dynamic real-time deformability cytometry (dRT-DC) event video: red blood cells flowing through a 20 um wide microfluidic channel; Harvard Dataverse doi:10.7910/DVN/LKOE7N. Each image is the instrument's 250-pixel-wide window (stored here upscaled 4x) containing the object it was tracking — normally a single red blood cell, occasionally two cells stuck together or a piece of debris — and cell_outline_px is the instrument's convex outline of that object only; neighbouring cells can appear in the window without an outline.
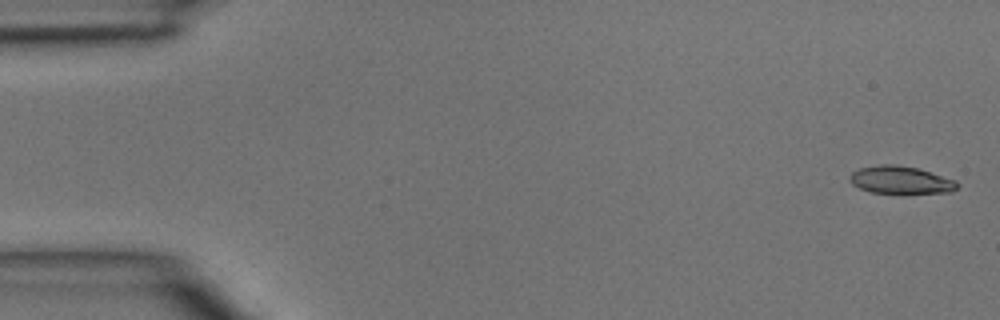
{"species": "common noctule bat (a hibernating species)", "species_latin": "Nyctalus noctula", "temperature_condition": "room temperature", "stored_images_in_passage": 45, "camera_frame_rate_fps": 3000, "um_per_image_px": 0.085, "animal": {"sex": "male", "body_mass_g": 15.6}, "frame": {"image": 1, "passage_image": 1, "time_ms": 0.0, "image_size_px": [1000, 320], "cell_outline_px": [[960, 184], [952, 192], [868, 192], [852, 184], [848, 180], [848, 176], [852, 172], [860, 168], [884, 164], [896, 164], [916, 168], [956, 180]], "centroid_in_image_um": [76.52, 15.28], "position_along_channel_um": 8.5, "area_um2": 16.99}}
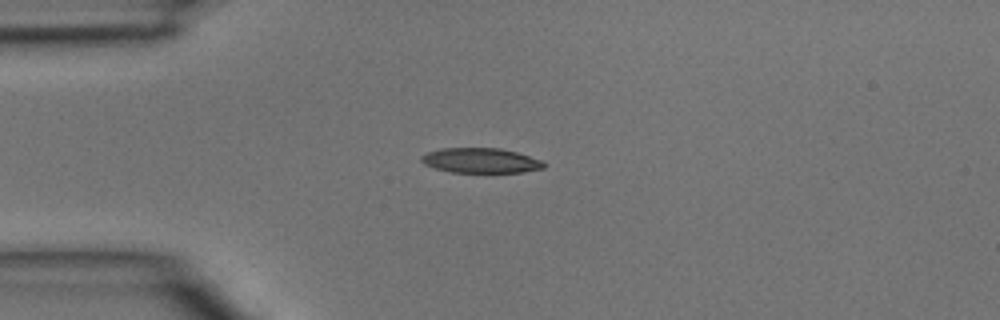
{"frame": {"image": 2, "passage_image": 11, "time_ms": 3.333, "image_size_px": [1000, 320], "cell_outline_px": [[548, 164], [544, 168], [524, 172], [452, 172], [436, 168], [424, 164], [420, 160], [420, 156], [428, 152], [440, 148], [500, 148], [516, 152], [540, 160]], "centroid_in_image_um": [40.86, 13.64], "position_along_channel_um": 44.1, "area_um2": 17.74}}
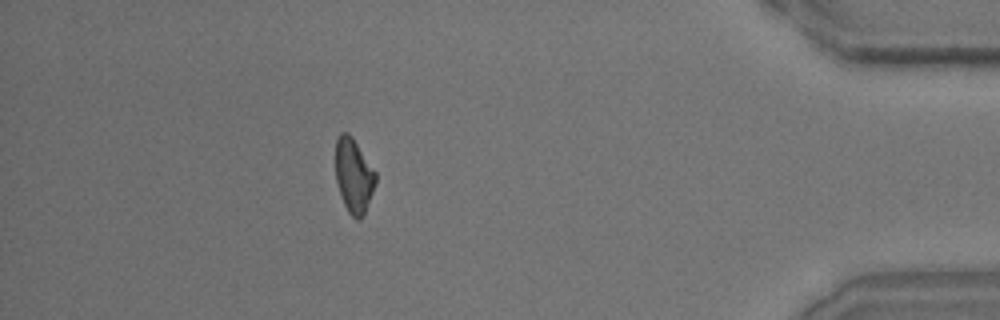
{"frame": {"image": 3, "passage_image": 40, "time_ms": 13.0, "image_size_px": [1000, 320], "cell_outline_px": [[376, 184], [364, 212], [360, 220], [356, 220], [348, 212], [344, 204], [336, 180], [336, 140], [340, 132], [348, 132], [352, 136], [376, 172]], "centroid_in_image_um": [30.07, 14.91], "position_along_channel_um": 405.1, "area_um2": 17.22}}